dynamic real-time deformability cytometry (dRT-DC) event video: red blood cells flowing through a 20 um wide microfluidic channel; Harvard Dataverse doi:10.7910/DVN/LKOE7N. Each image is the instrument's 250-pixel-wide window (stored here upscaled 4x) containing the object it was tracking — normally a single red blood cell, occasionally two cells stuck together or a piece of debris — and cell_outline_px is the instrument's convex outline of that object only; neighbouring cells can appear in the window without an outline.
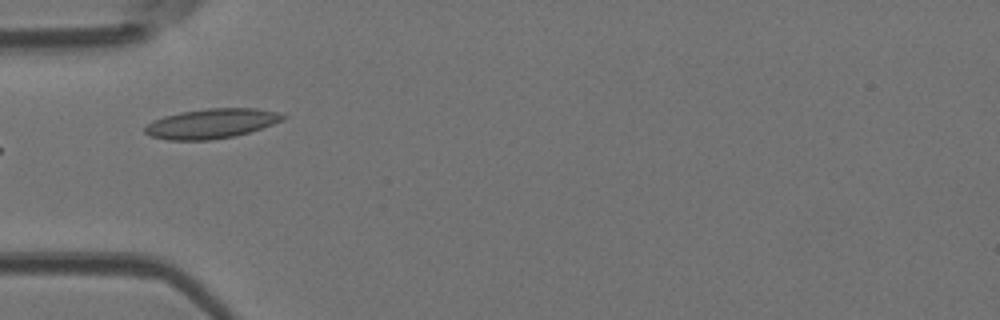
{"species": "Egyptian fruit bat (a non-hibernating species)", "species_latin": "Rousettus aegyptiacus", "temperature_condition": "room temperature", "stored_images_in_passage": 6, "camera_frame_rate_fps": 3000, "um_per_image_px": 0.085, "animal": {"sex": "female"}, "frame": {"image": 1, "passage_image": 5, "time_ms": 1.333, "image_size_px": [1000, 320], "cell_outline_px": [[288, 116], [284, 120], [236, 136], [208, 140], [168, 140], [152, 136], [144, 132], [144, 128], [152, 120], [164, 116], [180, 112], [208, 108], [256, 108], [276, 112]], "centroid_in_image_um": [17.96, 10.5], "position_along_channel_um": 67.0, "area_um2": 23.81}}
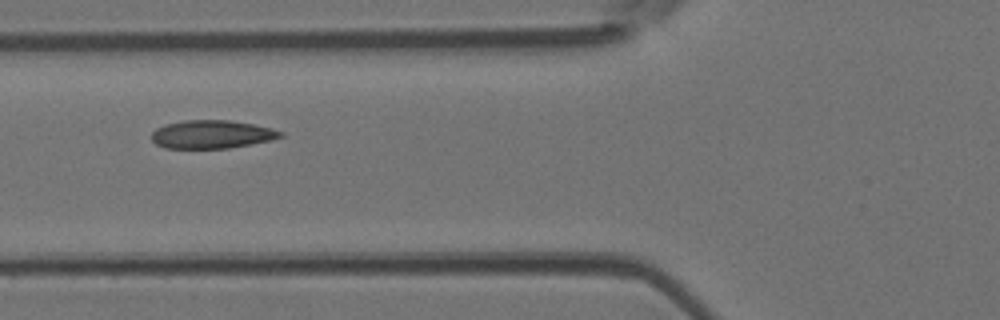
{"frame": {"image": 2, "passage_image": 6, "time_ms": 1.667, "image_size_px": [1000, 320], "cell_outline_px": [[284, 136], [272, 140], [228, 148], [164, 148], [156, 144], [152, 140], [152, 132], [156, 128], [164, 124], [184, 120], [228, 120], [252, 124], [272, 128], [284, 132]], "centroid_in_image_um": [18.0, 11.41], "position_along_channel_um": 107.8, "area_um2": 21.27}}